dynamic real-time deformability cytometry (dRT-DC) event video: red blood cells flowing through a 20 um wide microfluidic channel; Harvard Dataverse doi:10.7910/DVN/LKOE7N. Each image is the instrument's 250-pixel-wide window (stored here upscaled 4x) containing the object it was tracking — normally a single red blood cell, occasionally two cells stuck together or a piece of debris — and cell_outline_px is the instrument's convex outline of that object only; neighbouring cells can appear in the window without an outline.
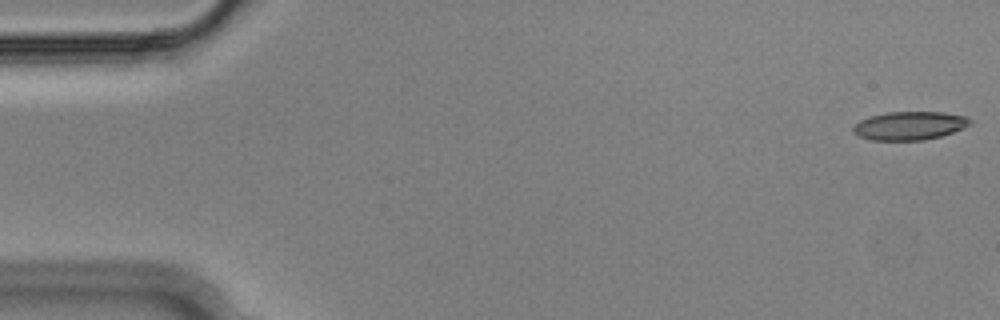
{"species": "Egyptian fruit bat (a non-hibernating species)", "species_latin": "Rousettus aegyptiacus", "temperature_condition": "cold", "stored_images_in_passage": 8, "camera_frame_rate_fps": 3000, "um_per_image_px": 0.085, "animal": {"sex": "male"}, "frame": {"image": 1, "passage_image": 1, "time_ms": 0.0, "image_size_px": [1000, 320], "cell_outline_px": [[972, 124], [964, 128], [940, 136], [924, 140], [868, 140], [852, 132], [852, 128], [860, 120], [872, 116], [888, 112], [944, 112], [968, 116], [972, 120]], "centroid_in_image_um": [77.35, 10.68], "position_along_channel_um": 7.7, "area_um2": 19.42}}